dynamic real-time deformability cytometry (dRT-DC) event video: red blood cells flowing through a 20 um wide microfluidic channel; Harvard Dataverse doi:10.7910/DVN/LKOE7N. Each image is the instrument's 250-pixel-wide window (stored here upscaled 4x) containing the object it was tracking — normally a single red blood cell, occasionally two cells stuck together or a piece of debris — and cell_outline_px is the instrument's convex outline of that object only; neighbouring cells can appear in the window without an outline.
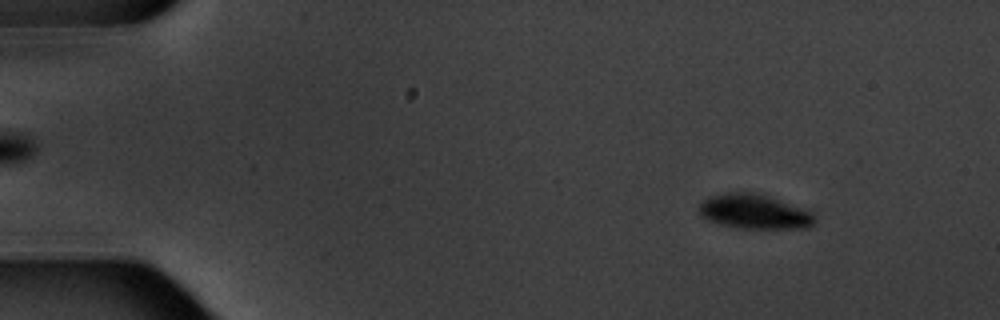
{"species": "common noctule bat (a hibernating species)", "species_latin": "Nyctalus noctula", "temperature_condition": "warm", "stored_images_in_passage": 5, "camera_frame_rate_fps": 3000, "um_per_image_px": 0.085, "animal": {"sex": "male", "body_mass_g": 20.1, "forearm_length_mm": 53.5}, "frame": {"image": 1, "passage_image": 2, "time_ms": 1.0, "image_size_px": [1000, 320], "cell_outline_px": [[816, 220], [808, 228], [736, 228], [720, 224], [708, 220], [700, 216], [696, 208], [708, 196], [724, 192], [756, 192], [812, 212], [816, 216]], "centroid_in_image_um": [64.05, 17.99], "position_along_channel_um": 20.9, "area_um2": 23.41}}
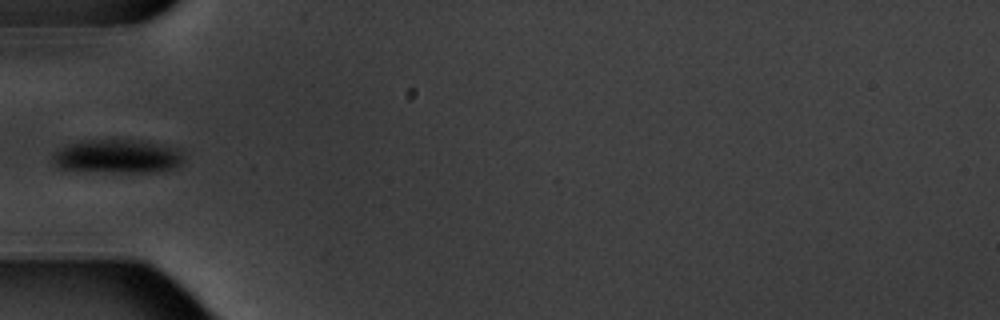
{"frame": {"image": 2, "passage_image": 5, "time_ms": 5.333, "image_size_px": [1000, 320], "cell_outline_px": [[184, 160], [176, 168], [160, 172], [108, 172], [60, 168], [52, 160], [52, 156], [60, 148], [68, 144], [80, 140], [140, 140], [180, 148], [184, 156]], "centroid_in_image_um": [10.06, 13.29], "position_along_channel_um": 74.9, "area_um2": 25.95}}